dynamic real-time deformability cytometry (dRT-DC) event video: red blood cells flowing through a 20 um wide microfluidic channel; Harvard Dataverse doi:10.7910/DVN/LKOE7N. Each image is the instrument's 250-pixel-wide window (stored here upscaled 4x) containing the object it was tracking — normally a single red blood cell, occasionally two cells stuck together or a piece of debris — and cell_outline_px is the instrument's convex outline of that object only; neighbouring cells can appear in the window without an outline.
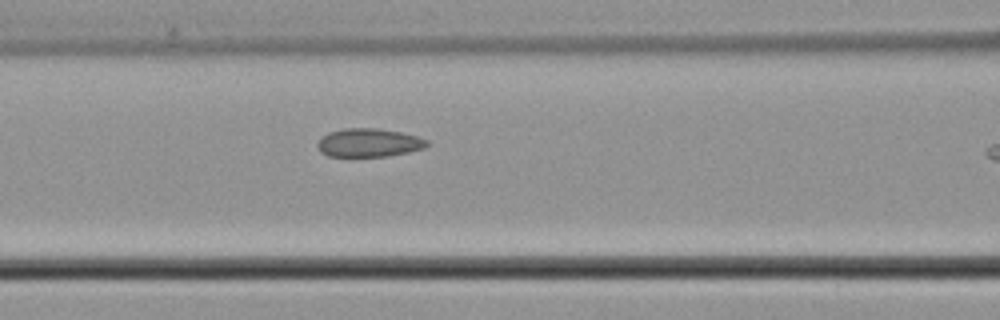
{"species": "common noctule bat (a hibernating species)", "species_latin": "Nyctalus noctula", "temperature_condition": "cold", "stored_images_in_passage": 8, "camera_frame_rate_fps": 3000, "um_per_image_px": 0.085, "animal": {"sex": "male", "body_mass_g": 21.5, "forearm_length_mm": 52.0}, "frame": {"image": 1, "passage_image": 7, "time_ms": 8.0, "image_size_px": [1000, 320], "cell_outline_px": [[432, 144], [424, 148], [408, 152], [388, 156], [328, 156], [320, 152], [316, 148], [316, 144], [320, 136], [328, 132], [344, 128], [376, 128], [400, 132], [416, 136], [428, 140]], "centroid_in_image_um": [31.32, 12.13], "position_along_channel_um": 135.3, "area_um2": 18.38}}